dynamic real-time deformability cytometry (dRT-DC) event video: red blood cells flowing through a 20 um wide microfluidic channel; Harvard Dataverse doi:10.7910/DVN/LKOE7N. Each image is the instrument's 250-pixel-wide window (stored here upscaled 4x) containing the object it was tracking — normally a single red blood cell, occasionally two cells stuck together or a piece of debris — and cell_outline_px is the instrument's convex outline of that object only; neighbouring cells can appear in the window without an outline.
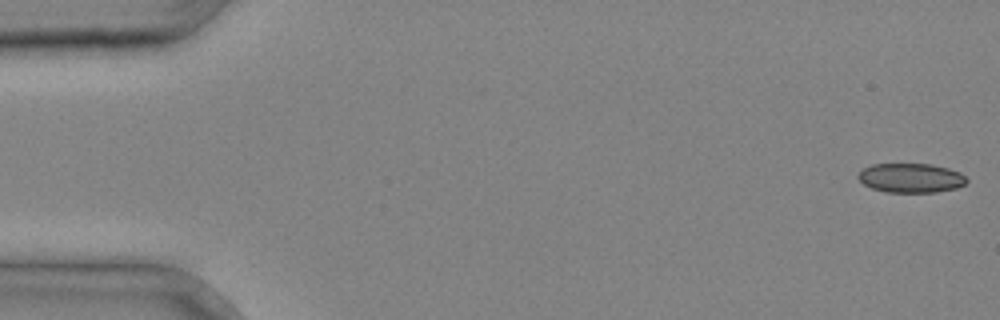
{"species": "common noctule bat (a hibernating species)", "species_latin": "Nyctalus noctula", "temperature_condition": "cold", "stored_images_in_passage": 37, "camera_frame_rate_fps": 3000, "um_per_image_px": 0.085, "animal": {"sex": "male", "body_mass_g": 20.4}, "frame": {"image": 1, "passage_image": 1, "time_ms": 0.0, "image_size_px": [1000, 320], "cell_outline_px": [[968, 180], [964, 184], [956, 188], [936, 192], [888, 192], [872, 188], [864, 184], [856, 176], [864, 168], [872, 164], [932, 164], [948, 168], [960, 172]], "centroid_in_image_um": [77.43, 15.12], "position_along_channel_um": 7.6, "area_um2": 18.44}}
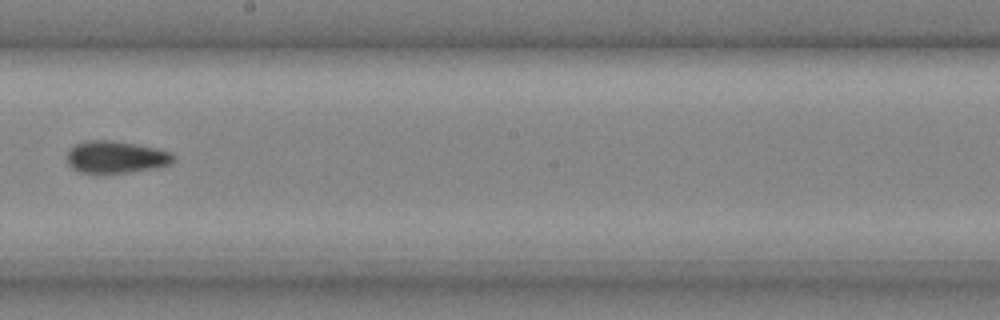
{"frame": {"image": 2, "passage_image": 22, "time_ms": 7.0, "image_size_px": [1000, 320], "cell_outline_px": [[176, 160], [172, 164], [128, 172], [80, 172], [72, 168], [68, 164], [68, 152], [76, 144], [92, 140], [112, 140], [136, 144], [156, 148], [168, 152], [176, 156]], "centroid_in_image_um": [9.88, 13.34], "position_along_channel_um": 238.3, "area_um2": 19.54}}
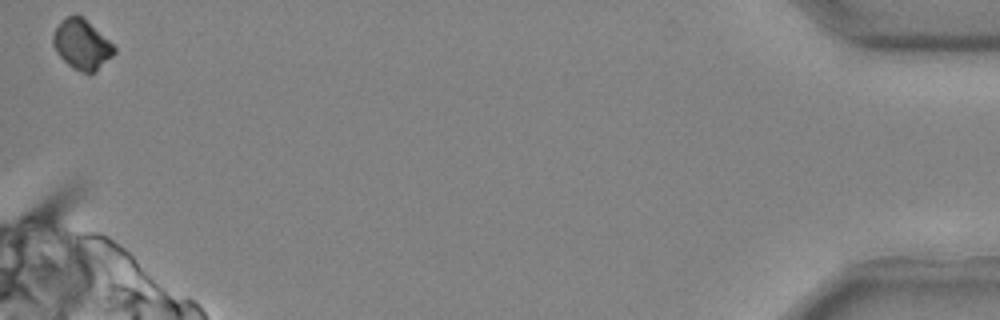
{"frame": {"image": 3, "passage_image": 37, "time_ms": 12.0, "image_size_px": [1000, 320], "cell_outline_px": [[116, 52], [112, 56], [92, 72], [84, 72], [72, 68], [56, 52], [52, 44], [52, 36], [60, 20], [68, 16], [80, 16], [108, 40], [116, 48]], "centroid_in_image_um": [6.91, 3.78], "position_along_channel_um": 428.3, "area_um2": 17.11}}